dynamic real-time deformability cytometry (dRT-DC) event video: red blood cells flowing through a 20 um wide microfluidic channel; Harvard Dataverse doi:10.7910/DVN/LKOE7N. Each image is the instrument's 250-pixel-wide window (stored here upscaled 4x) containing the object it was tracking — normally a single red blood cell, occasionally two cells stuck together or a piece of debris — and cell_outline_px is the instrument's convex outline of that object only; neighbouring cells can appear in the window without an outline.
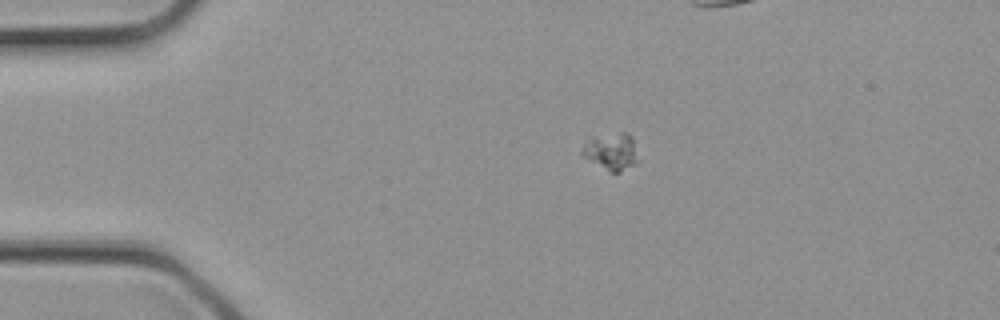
{"species": "common noctule bat (a hibernating species)", "species_latin": "Nyctalus noctula", "temperature_condition": "cold", "stored_images_in_passage": 3, "camera_frame_rate_fps": 3000, "um_per_image_px": 0.085, "animal": {"sex": "female", "body_mass_g": 21.9}, "frame": {"image": 1, "passage_image": 1, "time_ms": 0.0, "image_size_px": [1000, 320], "cell_outline_px": [[636, 164], [620, 172], [608, 172], [584, 156], [580, 152], [592, 136], [624, 132], [628, 132], [632, 136]], "centroid_in_image_um": [51.95, 12.88], "position_along_channel_um": 33.1, "area_um2": 11.73}}
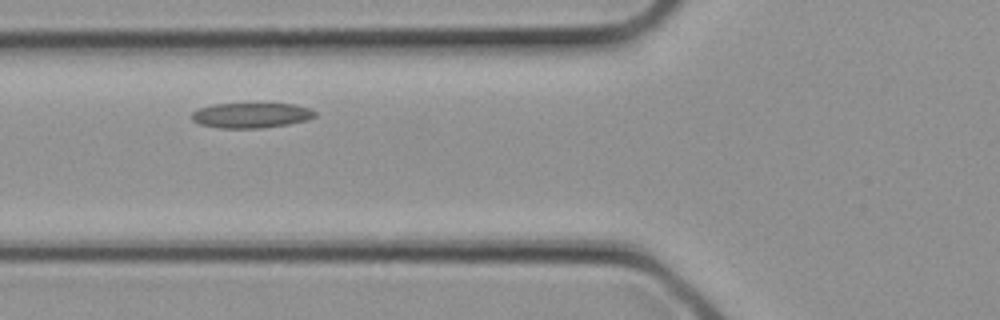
{"frame": {"image": 2, "passage_image": 3, "time_ms": 0.667, "image_size_px": [1000, 320], "cell_outline_px": [[316, 116], [308, 120], [288, 124], [260, 128], [220, 128], [200, 124], [192, 120], [192, 112], [200, 108], [212, 104], [292, 104], [308, 108], [316, 112]], "centroid_in_image_um": [21.35, 9.8], "position_along_channel_um": 104.5, "area_um2": 17.92}}